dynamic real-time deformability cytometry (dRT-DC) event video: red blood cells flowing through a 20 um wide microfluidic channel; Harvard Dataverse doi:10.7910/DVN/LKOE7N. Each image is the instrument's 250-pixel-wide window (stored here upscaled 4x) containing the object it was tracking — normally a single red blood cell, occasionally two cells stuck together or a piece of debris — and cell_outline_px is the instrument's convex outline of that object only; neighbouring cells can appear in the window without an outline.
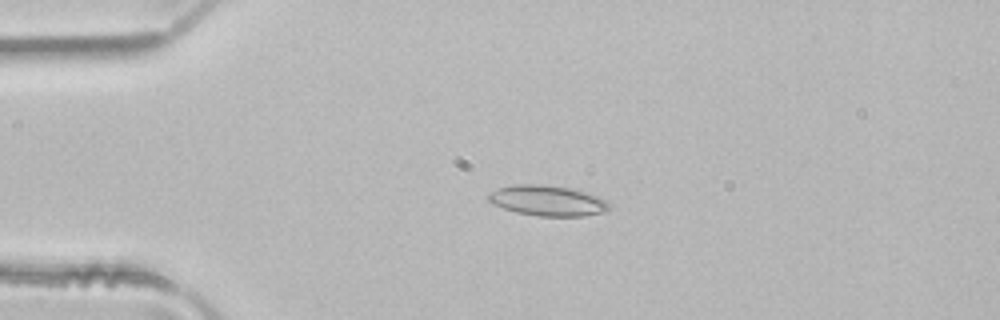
{"species": "common noctule bat (a hibernating species)", "species_latin": "Nyctalus noctula", "temperature_condition": "room temperature", "stored_images_in_passage": 4, "camera_frame_rate_fps": 3000, "um_per_image_px": 0.085, "animal": {"sex": "male", "body_mass_g": 21.5, "forearm_length_mm": 52.0}, "frame": {"image": 1, "passage_image": 3, "time_ms": 0.667, "image_size_px": [1000, 320], "cell_outline_px": [[612, 208], [608, 212], [584, 216], [540, 216], [516, 212], [492, 204], [488, 200], [488, 192], [496, 188], [512, 184], [540, 184], [568, 188], [584, 192], [596, 196], [612, 204]], "centroid_in_image_um": [46.54, 17.06], "position_along_channel_um": 38.5, "area_um2": 21.62}}